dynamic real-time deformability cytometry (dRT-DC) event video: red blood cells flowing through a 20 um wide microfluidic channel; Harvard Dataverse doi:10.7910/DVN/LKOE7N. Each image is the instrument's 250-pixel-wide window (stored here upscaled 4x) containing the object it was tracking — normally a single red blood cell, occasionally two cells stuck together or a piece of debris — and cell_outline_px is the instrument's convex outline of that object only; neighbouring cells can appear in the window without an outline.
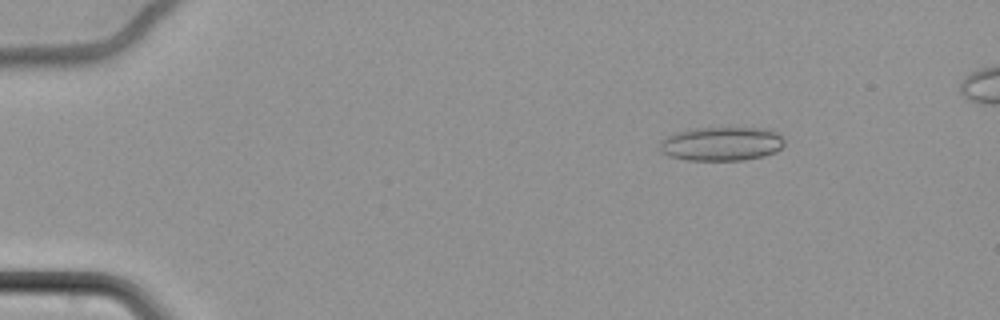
{"species": "common noctule bat (a hibernating species)", "species_latin": "Nyctalus noctula", "temperature_condition": "cold", "stored_images_in_passage": 63, "camera_frame_rate_fps": 3000, "um_per_image_px": 0.085, "animal": {"sex": "female", "body_mass_g": 22.7, "forearm_length_mm": 54.2}, "frame": {"image": 1, "passage_image": 11, "time_ms": 3.333, "image_size_px": [1000, 320], "cell_outline_px": [[784, 144], [776, 152], [764, 156], [744, 160], [688, 160], [668, 156], [660, 152], [660, 140], [668, 136], [692, 128], [772, 128], [784, 136]], "centroid_in_image_um": [61.38, 12.22], "position_along_channel_um": 23.6, "area_um2": 24.91}}
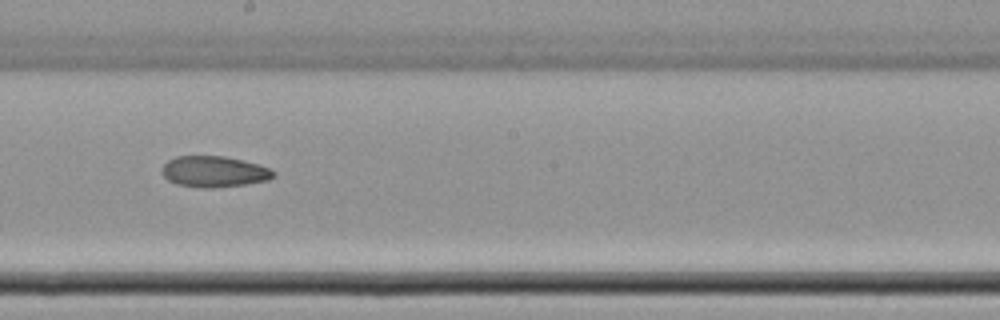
{"frame": {"image": 2, "passage_image": 38, "time_ms": 12.333, "image_size_px": [1000, 320], "cell_outline_px": [[276, 176], [268, 180], [244, 184], [212, 188], [200, 188], [176, 184], [168, 180], [160, 172], [160, 168], [168, 160], [176, 156], [224, 156], [260, 164], [276, 172]], "centroid_in_image_um": [18.18, 14.59], "position_along_channel_um": 230.0, "area_um2": 20.35}}
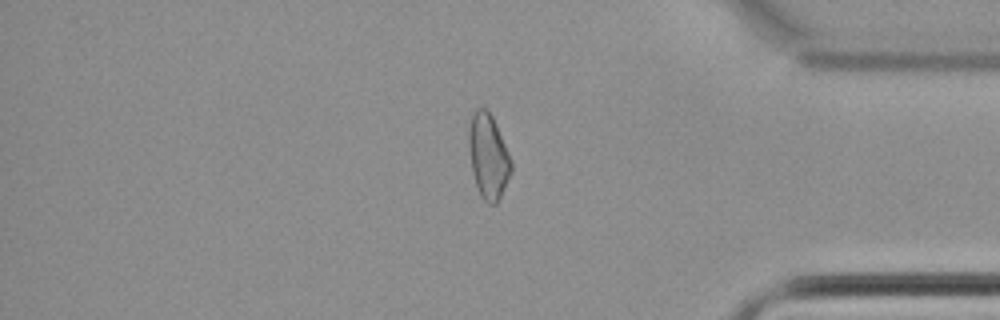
{"frame": {"image": 3, "passage_image": 54, "time_ms": 17.667, "image_size_px": [1000, 320], "cell_outline_px": [[512, 172], [496, 204], [488, 204], [480, 196], [472, 172], [468, 148], [468, 128], [472, 112], [476, 108], [484, 108], [492, 116], [496, 124], [512, 160]], "centroid_in_image_um": [41.49, 13.27], "position_along_channel_um": 393.7, "area_um2": 21.1}}